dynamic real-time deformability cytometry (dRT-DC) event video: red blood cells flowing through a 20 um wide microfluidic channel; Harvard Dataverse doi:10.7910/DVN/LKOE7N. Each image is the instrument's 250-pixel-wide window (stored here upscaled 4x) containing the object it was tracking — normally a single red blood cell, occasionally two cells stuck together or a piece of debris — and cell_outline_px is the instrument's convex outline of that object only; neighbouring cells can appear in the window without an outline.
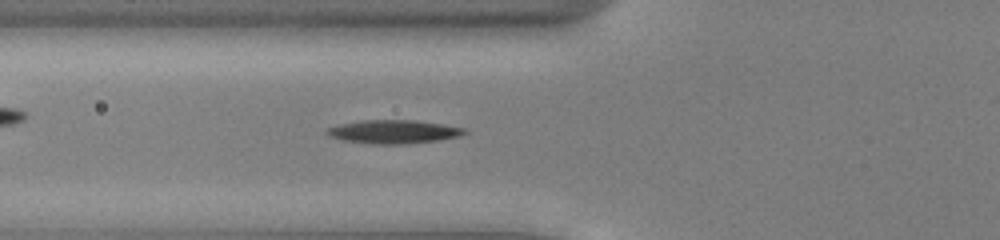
{"species": "common noctule bat (a hibernating species)", "species_latin": "Nyctalus noctula", "temperature_condition": "cold", "stored_images_in_passage": 39, "camera_frame_rate_fps": 3000, "um_per_image_px": 0.085, "animal": {"sex": "male", "body_mass_g": 13.0, "forearm_length_mm": 53.1}, "frame": {"image": 1, "passage_image": 7, "time_ms": 2.0, "image_size_px": [1000, 240], "cell_outline_px": [[468, 132], [460, 136], [440, 140], [404, 144], [372, 144], [344, 140], [328, 136], [324, 132], [328, 128], [340, 124], [360, 120], [416, 120], [444, 124], [464, 128]], "centroid_in_image_um": [33.46, 11.19], "position_along_channel_um": 92.3, "area_um2": 18.96}}
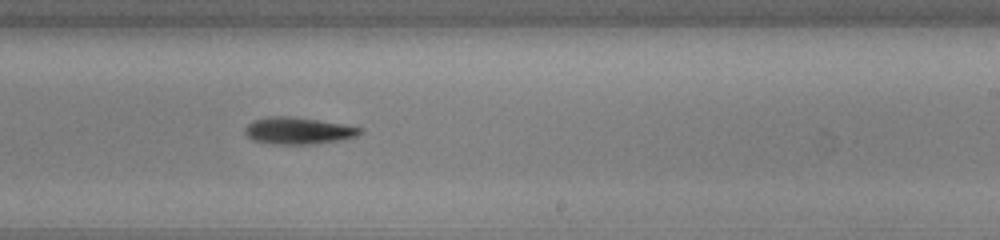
{"frame": {"image": 2, "passage_image": 20, "time_ms": 6.333, "image_size_px": [1000, 240], "cell_outline_px": [[364, 132], [356, 136], [340, 140], [312, 144], [272, 144], [252, 140], [244, 132], [244, 128], [252, 120], [268, 116], [288, 116], [344, 124], [364, 128]], "centroid_in_image_um": [25.34, 11.11], "position_along_channel_um": 263.7, "area_um2": 18.09}}
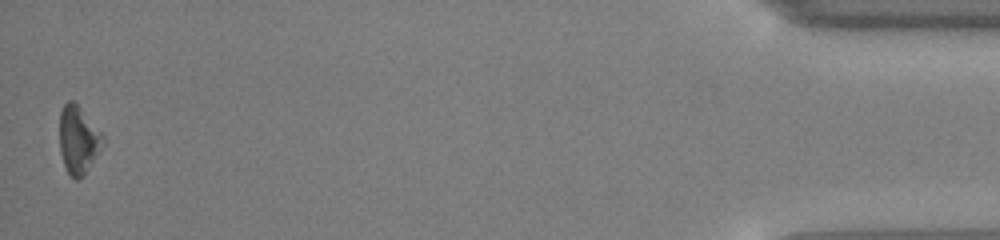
{"frame": {"image": 3, "passage_image": 39, "time_ms": 12.667, "image_size_px": [1000, 240], "cell_outline_px": [[104, 144], [84, 176], [80, 180], [76, 180], [68, 172], [64, 164], [60, 152], [60, 112], [64, 104], [68, 100], [72, 100], [80, 108], [104, 136]], "centroid_in_image_um": [6.66, 11.91], "position_along_channel_um": 428.5, "area_um2": 16.94}, "authors_computed_cell_mechanics": {"area_um2": 17.5134, "velocity_mm_per_s": 3.9533, "shape_relaxation_time_tau1_ms": 2.4503, "shape_relaxation_time_tau2_ms": null, "deformation_change_tau1": 0.1425, "deformation_change_tau2": null}}